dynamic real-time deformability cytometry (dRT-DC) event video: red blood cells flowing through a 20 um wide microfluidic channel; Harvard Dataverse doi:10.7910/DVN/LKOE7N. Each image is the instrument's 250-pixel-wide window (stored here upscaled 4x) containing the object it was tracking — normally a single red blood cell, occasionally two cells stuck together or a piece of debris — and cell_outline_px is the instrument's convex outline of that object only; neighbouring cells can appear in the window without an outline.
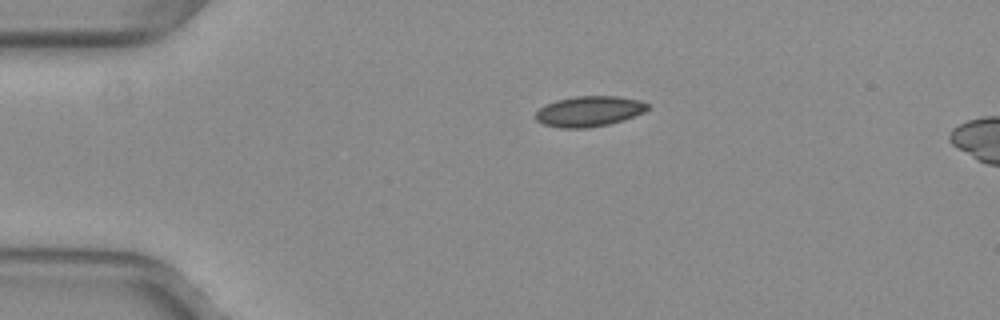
{"species": "common noctule bat (a hibernating species)", "species_latin": "Nyctalus noctula", "temperature_condition": "warm", "stored_images_in_passage": 35, "camera_frame_rate_fps": 3000, "um_per_image_px": 0.085, "animal": {"sex": "female", "body_mass_g": 29.2, "forearm_length_mm": 56.3}, "frame": {"image": 1, "passage_image": 1, "time_ms": 0.0, "image_size_px": [1000, 320], "cell_outline_px": [[648, 108], [644, 112], [608, 124], [588, 128], [560, 128], [544, 124], [536, 120], [536, 112], [540, 108], [556, 100], [576, 96], [616, 96], [636, 100], [648, 104]], "centroid_in_image_um": [50.03, 9.46], "position_along_channel_um": 35.0, "area_um2": 19.48}}
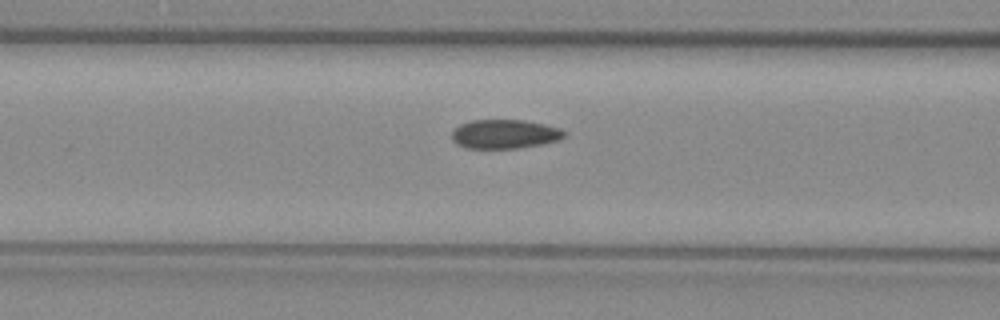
{"frame": {"image": 2, "passage_image": 11, "time_ms": 3.333, "image_size_px": [1000, 320], "cell_outline_px": [[564, 136], [560, 140], [540, 144], [516, 148], [464, 148], [452, 140], [452, 132], [460, 124], [472, 120], [524, 120], [544, 124], [560, 128], [564, 132]], "centroid_in_image_um": [42.88, 11.39], "position_along_channel_um": 123.7, "area_um2": 18.9}}
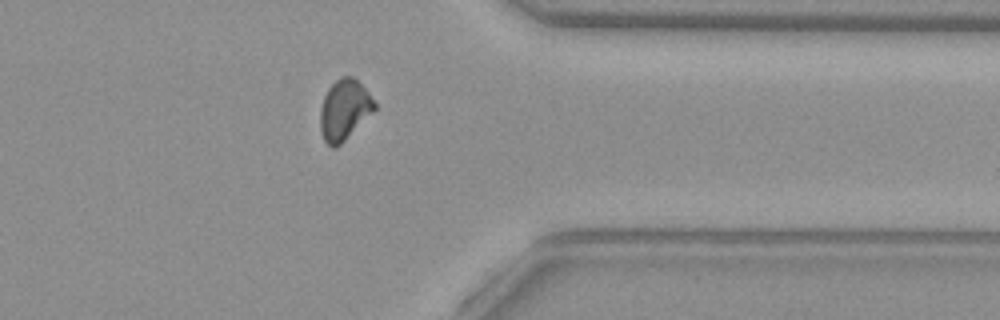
{"frame": {"image": 3, "passage_image": 31, "time_ms": 10.0, "image_size_px": [1000, 320], "cell_outline_px": [[376, 108], [336, 148], [332, 148], [324, 140], [320, 128], [320, 108], [324, 96], [328, 88], [340, 76], [352, 76], [368, 92], [376, 104]], "centroid_in_image_um": [29.24, 9.32], "position_along_channel_um": 382.2, "area_um2": 18.79}, "authors_computed_cell_mechanics": {"area_um2": 19.4786, "velocity_mm_per_s": 4.0172, "shape_relaxation_time_tau1_ms": 9.381, "shape_relaxation_time_tau2_ms": 3.2611, "deformation_change_tau1": 0.144, "deformation_change_tau2": 0.0631}}